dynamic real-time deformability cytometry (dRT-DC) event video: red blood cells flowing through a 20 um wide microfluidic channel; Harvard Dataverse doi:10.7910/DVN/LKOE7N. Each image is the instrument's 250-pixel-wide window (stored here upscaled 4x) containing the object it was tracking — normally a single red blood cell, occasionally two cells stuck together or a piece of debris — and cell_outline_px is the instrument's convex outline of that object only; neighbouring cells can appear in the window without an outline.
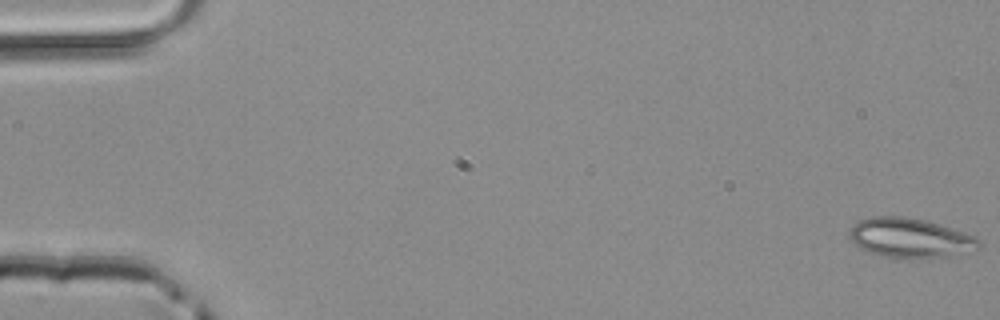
{"species": "common noctule bat (a hibernating species)", "species_latin": "Nyctalus noctula", "temperature_condition": "room temperature", "stored_images_in_passage": 50, "camera_frame_rate_fps": 3000, "um_per_image_px": 0.085, "animal": {"sex": "male", "body_mass_g": 20.4}, "frame": {"image": 1, "passage_image": 1, "time_ms": 0.0, "image_size_px": [1000, 320], "cell_outline_px": [[980, 248], [972, 252], [948, 256], [908, 260], [880, 256], [868, 252], [860, 248], [848, 236], [848, 232], [856, 220], [868, 216], [904, 216], [924, 220], [940, 224], [976, 236], [980, 240]], "centroid_in_image_um": [77.35, 20.24], "position_along_channel_um": 7.6, "area_um2": 30.69}}
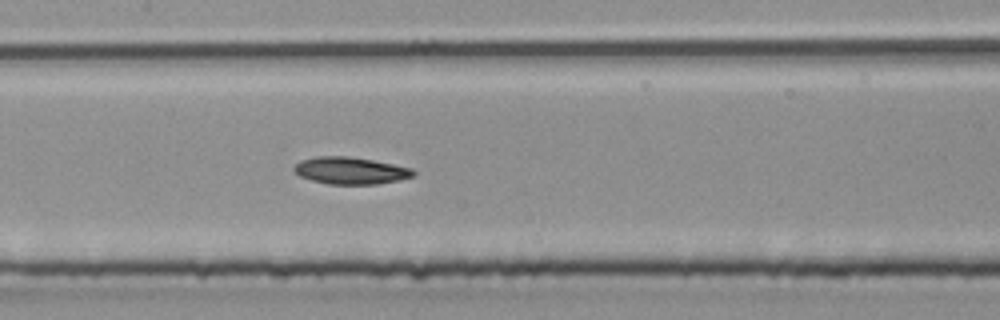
{"frame": {"image": 2, "passage_image": 25, "time_ms": 8.0, "image_size_px": [1000, 320], "cell_outline_px": [[416, 172], [412, 176], [400, 180], [376, 184], [328, 184], [312, 180], [300, 176], [292, 168], [300, 160], [316, 156], [348, 156], [372, 160], [412, 168]], "centroid_in_image_um": [29.78, 14.5], "position_along_channel_um": 177.6, "area_um2": 18.73}}
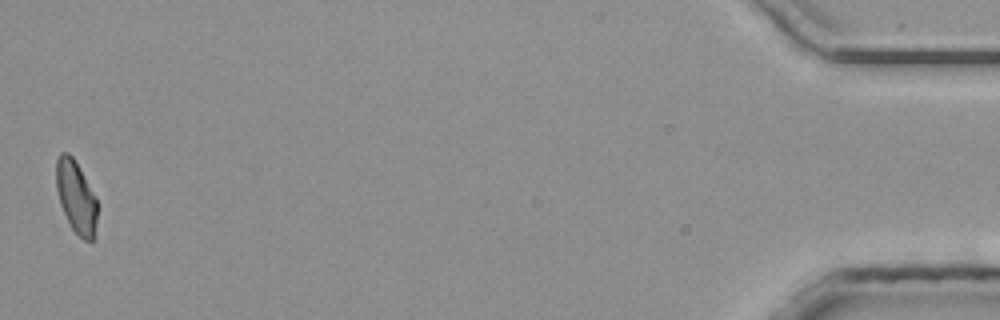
{"frame": {"image": 3, "passage_image": 50, "time_ms": 16.333, "image_size_px": [1000, 320], "cell_outline_px": [[96, 240], [92, 244], [84, 240], [72, 228], [60, 204], [56, 188], [56, 160], [60, 152], [68, 152], [72, 156], [96, 200]], "centroid_in_image_um": [6.46, 16.8], "position_along_channel_um": 428.7, "area_um2": 17.05}}